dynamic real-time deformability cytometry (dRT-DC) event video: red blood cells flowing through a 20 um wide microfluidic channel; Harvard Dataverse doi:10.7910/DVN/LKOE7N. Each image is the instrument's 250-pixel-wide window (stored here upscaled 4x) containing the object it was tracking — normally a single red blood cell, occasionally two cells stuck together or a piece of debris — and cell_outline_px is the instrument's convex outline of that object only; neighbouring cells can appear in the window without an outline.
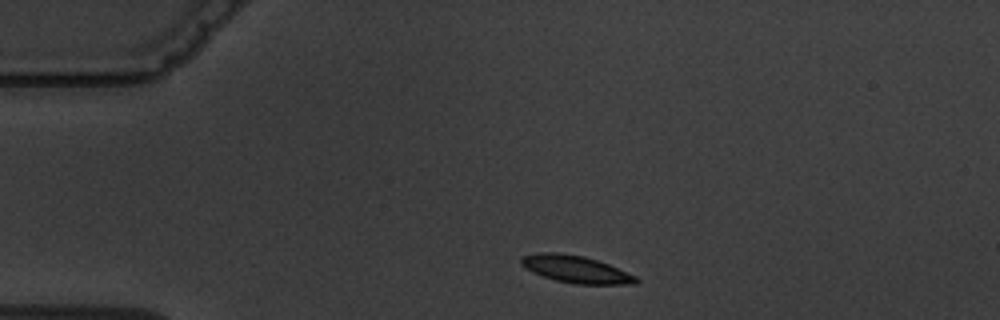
{"species": "common noctule bat (a hibernating species)", "species_latin": "Nyctalus noctula", "temperature_condition": "warm", "stored_images_in_passage": 3, "camera_frame_rate_fps": 3000, "um_per_image_px": 0.085, "animal": {"sex": "male", "body_mass_g": 19.5, "forearm_length_mm": 54.6}, "frame": {"image": 1, "passage_image": 1, "time_ms": 0.0, "image_size_px": [1000, 320], "cell_outline_px": [[640, 280], [636, 284], [572, 284], [556, 280], [532, 272], [524, 268], [520, 264], [520, 256], [540, 252], [556, 252], [584, 256], [608, 264], [636, 276]], "centroid_in_image_um": [48.91, 22.88], "position_along_channel_um": 36.1, "area_um2": 18.26}}